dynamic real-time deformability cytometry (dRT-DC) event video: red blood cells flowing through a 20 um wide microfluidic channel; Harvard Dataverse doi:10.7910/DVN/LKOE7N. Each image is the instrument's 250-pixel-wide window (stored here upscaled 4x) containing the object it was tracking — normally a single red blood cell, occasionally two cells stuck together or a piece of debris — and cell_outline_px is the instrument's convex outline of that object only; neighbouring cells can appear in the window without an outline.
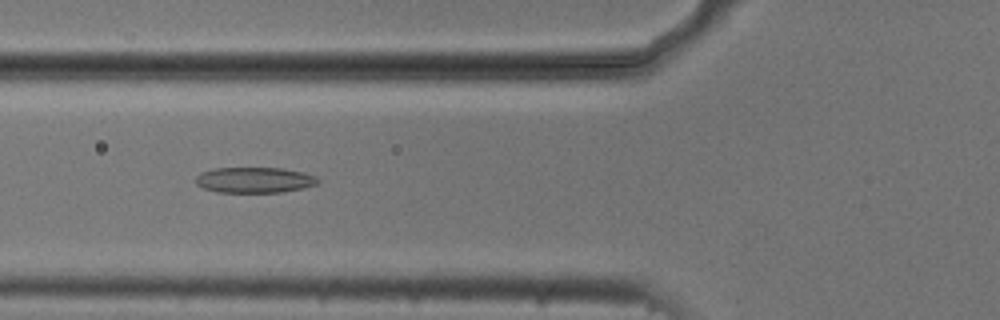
{"species": "common noctule bat (a hibernating species)", "species_latin": "Nyctalus noctula", "temperature_condition": "cold", "stored_images_in_passage": 45, "camera_frame_rate_fps": 3000, "um_per_image_px": 0.085, "animal": {"sex": "male", "body_mass_g": 20.5, "forearm_length_mm": 52.5}, "frame": {"image": 1, "passage_image": 12, "time_ms": 3.667, "image_size_px": [1000, 320], "cell_outline_px": [[320, 180], [316, 184], [304, 188], [284, 192], [216, 192], [204, 188], [196, 184], [196, 176], [200, 172], [212, 168], [284, 168], [304, 172], [316, 176]], "centroid_in_image_um": [21.64, 15.29], "position_along_channel_um": 104.2, "area_um2": 18.44}}
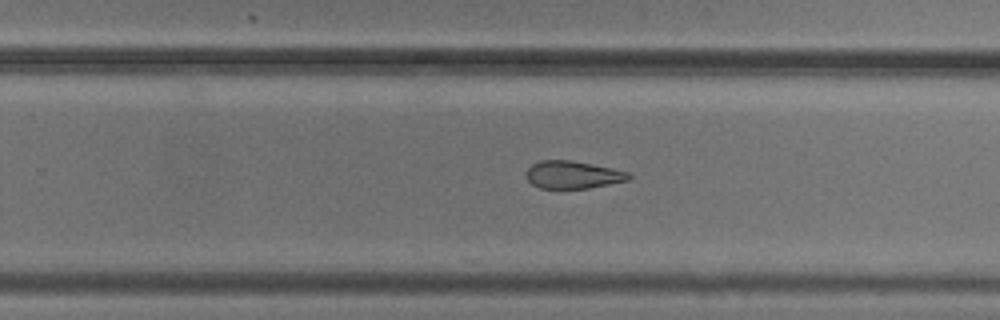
{"frame": {"image": 2, "passage_image": 26, "time_ms": 8.333, "image_size_px": [1000, 320], "cell_outline_px": [[632, 176], [628, 180], [588, 188], [540, 188], [532, 184], [528, 180], [528, 168], [532, 164], [540, 160], [572, 160], [612, 168], [628, 172]], "centroid_in_image_um": [48.7, 14.85], "position_along_channel_um": 281.1, "area_um2": 16.3}}
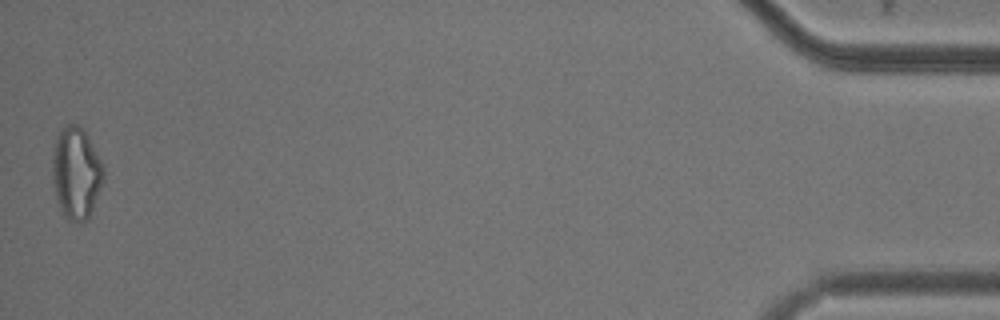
{"frame": {"image": 3, "passage_image": 45, "time_ms": 14.667, "image_size_px": [1000, 320], "cell_outline_px": [[104, 180], [92, 208], [88, 216], [80, 224], [68, 220], [60, 212], [56, 200], [52, 176], [52, 160], [56, 140], [60, 128], [64, 124], [76, 124], [84, 132], [104, 164]], "centroid_in_image_um": [6.46, 14.73], "position_along_channel_um": 428.7, "area_um2": 27.4}, "authors_computed_cell_mechanics": {"area_um2": 19.1896, "velocity_mm_per_s": 3.7846, "shape_relaxation_time_tau1_ms": 3.7758, "shape_relaxation_time_tau2_ms": 3.7309, "deformation_change_tau1": 0.1161, "deformation_change_tau2": 0.1256}}